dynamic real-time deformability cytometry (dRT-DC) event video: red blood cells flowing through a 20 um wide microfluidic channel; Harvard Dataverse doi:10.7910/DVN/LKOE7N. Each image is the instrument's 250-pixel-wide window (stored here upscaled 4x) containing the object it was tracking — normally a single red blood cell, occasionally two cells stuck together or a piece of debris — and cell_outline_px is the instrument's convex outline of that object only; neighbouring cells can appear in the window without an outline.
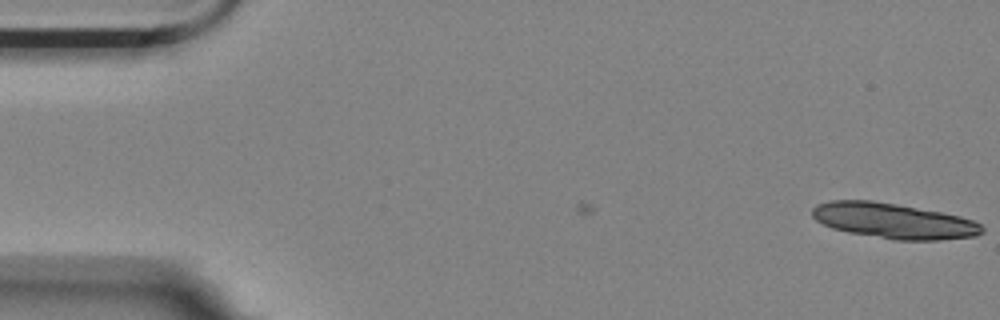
{"species": "Egyptian fruit bat (a non-hibernating species)", "species_latin": "Rousettus aegyptiacus", "temperature_condition": "room temperature", "stored_images_in_passage": 8, "camera_frame_rate_fps": 3000, "um_per_image_px": 0.085, "animal": {"sex": "female"}, "frame": {"image": 1, "passage_image": 8, "time_ms": 2.333, "image_size_px": [1000, 320], "cell_outline_px": [[984, 232], [976, 236], [940, 240], [892, 240], [848, 232], [832, 228], [816, 220], [812, 216], [812, 208], [816, 204], [828, 200], [872, 200], [896, 204], [940, 212], [960, 216], [972, 220], [980, 224], [984, 228]], "centroid_in_image_um": [75.94, 18.77], "position_along_channel_um": 9.1, "area_um2": 35.08}}